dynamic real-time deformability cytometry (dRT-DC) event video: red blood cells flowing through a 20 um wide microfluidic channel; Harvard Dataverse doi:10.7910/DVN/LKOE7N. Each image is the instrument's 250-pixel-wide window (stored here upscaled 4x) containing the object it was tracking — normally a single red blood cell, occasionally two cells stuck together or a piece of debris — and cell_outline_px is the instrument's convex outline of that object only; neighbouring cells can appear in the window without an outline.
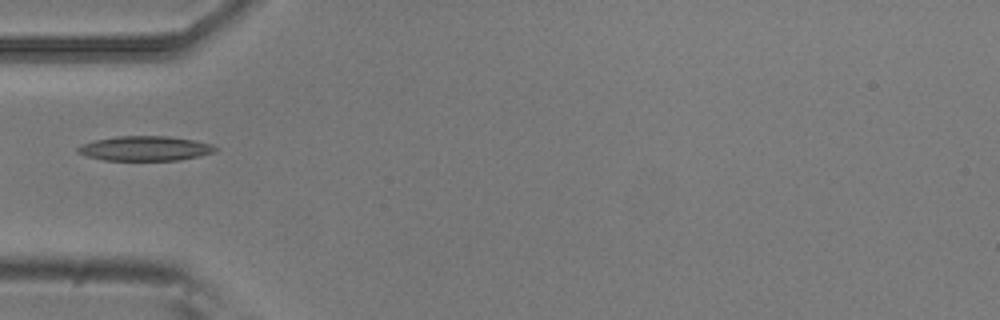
{"species": "common noctule bat (a hibernating species)", "species_latin": "Nyctalus noctula", "temperature_condition": "room temperature", "stored_images_in_passage": 6, "camera_frame_rate_fps": 3000, "um_per_image_px": 0.085, "animal": {"sex": "male", "body_mass_g": 20.5, "forearm_length_mm": 52.5}, "frame": {"image": 1, "passage_image": 5, "time_ms": 1.333, "image_size_px": [1000, 320], "cell_outline_px": [[220, 148], [216, 152], [200, 156], [180, 160], [104, 160], [88, 156], [76, 152], [76, 148], [84, 144], [96, 140], [116, 136], [168, 136], [196, 140], [212, 144]], "centroid_in_image_um": [12.41, 12.61], "position_along_channel_um": 72.6, "area_um2": 19.88}}
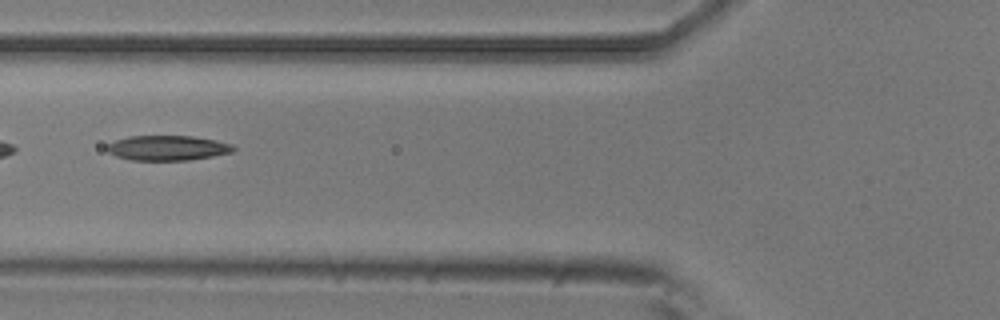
{"frame": {"image": 2, "passage_image": 6, "time_ms": 1.667, "image_size_px": [1000, 320], "cell_outline_px": [[236, 148], [232, 152], [212, 156], [188, 160], [132, 160], [116, 156], [108, 152], [104, 148], [108, 144], [116, 140], [128, 136], [192, 136], [216, 140], [232, 144]], "centroid_in_image_um": [14.23, 12.57], "position_along_channel_um": 111.6, "area_um2": 18.38}}